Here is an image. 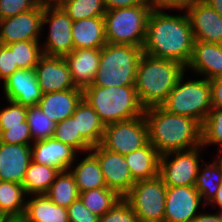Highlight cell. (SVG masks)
I'll return each mask as SVG.
<instances>
[{
	"instance_id": "obj_16",
	"label": "cell",
	"mask_w": 222,
	"mask_h": 222,
	"mask_svg": "<svg viewBox=\"0 0 222 222\" xmlns=\"http://www.w3.org/2000/svg\"><path fill=\"white\" fill-rule=\"evenodd\" d=\"M35 72L43 94L76 88L69 66L61 56L43 54L35 66Z\"/></svg>"
},
{
	"instance_id": "obj_21",
	"label": "cell",
	"mask_w": 222,
	"mask_h": 222,
	"mask_svg": "<svg viewBox=\"0 0 222 222\" xmlns=\"http://www.w3.org/2000/svg\"><path fill=\"white\" fill-rule=\"evenodd\" d=\"M192 69L207 80L222 75V44L195 41L186 70Z\"/></svg>"
},
{
	"instance_id": "obj_31",
	"label": "cell",
	"mask_w": 222,
	"mask_h": 222,
	"mask_svg": "<svg viewBox=\"0 0 222 222\" xmlns=\"http://www.w3.org/2000/svg\"><path fill=\"white\" fill-rule=\"evenodd\" d=\"M201 164L194 187L204 199V206L214 198L222 184V165L216 159L212 163ZM203 166V169L201 168Z\"/></svg>"
},
{
	"instance_id": "obj_24",
	"label": "cell",
	"mask_w": 222,
	"mask_h": 222,
	"mask_svg": "<svg viewBox=\"0 0 222 222\" xmlns=\"http://www.w3.org/2000/svg\"><path fill=\"white\" fill-rule=\"evenodd\" d=\"M124 156L135 181L152 179L159 175L160 154L149 142Z\"/></svg>"
},
{
	"instance_id": "obj_13",
	"label": "cell",
	"mask_w": 222,
	"mask_h": 222,
	"mask_svg": "<svg viewBox=\"0 0 222 222\" xmlns=\"http://www.w3.org/2000/svg\"><path fill=\"white\" fill-rule=\"evenodd\" d=\"M43 9L38 4L32 10L0 20V44L40 39Z\"/></svg>"
},
{
	"instance_id": "obj_8",
	"label": "cell",
	"mask_w": 222,
	"mask_h": 222,
	"mask_svg": "<svg viewBox=\"0 0 222 222\" xmlns=\"http://www.w3.org/2000/svg\"><path fill=\"white\" fill-rule=\"evenodd\" d=\"M166 191L158 175L136 181L123 199L133 208L138 222H164Z\"/></svg>"
},
{
	"instance_id": "obj_52",
	"label": "cell",
	"mask_w": 222,
	"mask_h": 222,
	"mask_svg": "<svg viewBox=\"0 0 222 222\" xmlns=\"http://www.w3.org/2000/svg\"><path fill=\"white\" fill-rule=\"evenodd\" d=\"M220 151V155H218L219 157L218 158H216L218 161H219V163L222 165V149H220L219 150Z\"/></svg>"
},
{
	"instance_id": "obj_46",
	"label": "cell",
	"mask_w": 222,
	"mask_h": 222,
	"mask_svg": "<svg viewBox=\"0 0 222 222\" xmlns=\"http://www.w3.org/2000/svg\"><path fill=\"white\" fill-rule=\"evenodd\" d=\"M106 10L148 5L146 0H104Z\"/></svg>"
},
{
	"instance_id": "obj_44",
	"label": "cell",
	"mask_w": 222,
	"mask_h": 222,
	"mask_svg": "<svg viewBox=\"0 0 222 222\" xmlns=\"http://www.w3.org/2000/svg\"><path fill=\"white\" fill-rule=\"evenodd\" d=\"M194 0H146L151 10H186Z\"/></svg>"
},
{
	"instance_id": "obj_20",
	"label": "cell",
	"mask_w": 222,
	"mask_h": 222,
	"mask_svg": "<svg viewBox=\"0 0 222 222\" xmlns=\"http://www.w3.org/2000/svg\"><path fill=\"white\" fill-rule=\"evenodd\" d=\"M101 49H73L63 58L67 62L73 83L84 89L91 85L99 69Z\"/></svg>"
},
{
	"instance_id": "obj_12",
	"label": "cell",
	"mask_w": 222,
	"mask_h": 222,
	"mask_svg": "<svg viewBox=\"0 0 222 222\" xmlns=\"http://www.w3.org/2000/svg\"><path fill=\"white\" fill-rule=\"evenodd\" d=\"M90 152L97 158L108 189L124 197L135 184L125 156L103 148L100 144L93 146Z\"/></svg>"
},
{
	"instance_id": "obj_49",
	"label": "cell",
	"mask_w": 222,
	"mask_h": 222,
	"mask_svg": "<svg viewBox=\"0 0 222 222\" xmlns=\"http://www.w3.org/2000/svg\"><path fill=\"white\" fill-rule=\"evenodd\" d=\"M211 203L215 204V206L217 205L219 208H222V184L219 190L216 192L214 198L208 204L211 205Z\"/></svg>"
},
{
	"instance_id": "obj_2",
	"label": "cell",
	"mask_w": 222,
	"mask_h": 222,
	"mask_svg": "<svg viewBox=\"0 0 222 222\" xmlns=\"http://www.w3.org/2000/svg\"><path fill=\"white\" fill-rule=\"evenodd\" d=\"M148 142L160 155L201 145L202 125L195 119L171 113L161 105L145 108Z\"/></svg>"
},
{
	"instance_id": "obj_32",
	"label": "cell",
	"mask_w": 222,
	"mask_h": 222,
	"mask_svg": "<svg viewBox=\"0 0 222 222\" xmlns=\"http://www.w3.org/2000/svg\"><path fill=\"white\" fill-rule=\"evenodd\" d=\"M79 198L86 208L100 217L108 212L122 197L114 190L95 188L80 192Z\"/></svg>"
},
{
	"instance_id": "obj_3",
	"label": "cell",
	"mask_w": 222,
	"mask_h": 222,
	"mask_svg": "<svg viewBox=\"0 0 222 222\" xmlns=\"http://www.w3.org/2000/svg\"><path fill=\"white\" fill-rule=\"evenodd\" d=\"M185 71L186 66L180 62L143 53L134 84L141 104L145 108L161 105Z\"/></svg>"
},
{
	"instance_id": "obj_29",
	"label": "cell",
	"mask_w": 222,
	"mask_h": 222,
	"mask_svg": "<svg viewBox=\"0 0 222 222\" xmlns=\"http://www.w3.org/2000/svg\"><path fill=\"white\" fill-rule=\"evenodd\" d=\"M26 195L22 184L0 181V214L7 217L24 216Z\"/></svg>"
},
{
	"instance_id": "obj_35",
	"label": "cell",
	"mask_w": 222,
	"mask_h": 222,
	"mask_svg": "<svg viewBox=\"0 0 222 222\" xmlns=\"http://www.w3.org/2000/svg\"><path fill=\"white\" fill-rule=\"evenodd\" d=\"M60 7L73 21L103 17L107 11L104 0H67Z\"/></svg>"
},
{
	"instance_id": "obj_27",
	"label": "cell",
	"mask_w": 222,
	"mask_h": 222,
	"mask_svg": "<svg viewBox=\"0 0 222 222\" xmlns=\"http://www.w3.org/2000/svg\"><path fill=\"white\" fill-rule=\"evenodd\" d=\"M75 178L79 192L95 188H107L97 158L89 152L74 169H69Z\"/></svg>"
},
{
	"instance_id": "obj_33",
	"label": "cell",
	"mask_w": 222,
	"mask_h": 222,
	"mask_svg": "<svg viewBox=\"0 0 222 222\" xmlns=\"http://www.w3.org/2000/svg\"><path fill=\"white\" fill-rule=\"evenodd\" d=\"M39 40L19 41L7 45L14 58V64L19 69H35L39 59L43 55Z\"/></svg>"
},
{
	"instance_id": "obj_19",
	"label": "cell",
	"mask_w": 222,
	"mask_h": 222,
	"mask_svg": "<svg viewBox=\"0 0 222 222\" xmlns=\"http://www.w3.org/2000/svg\"><path fill=\"white\" fill-rule=\"evenodd\" d=\"M31 161V145L0 142V181L22 184Z\"/></svg>"
},
{
	"instance_id": "obj_4",
	"label": "cell",
	"mask_w": 222,
	"mask_h": 222,
	"mask_svg": "<svg viewBox=\"0 0 222 222\" xmlns=\"http://www.w3.org/2000/svg\"><path fill=\"white\" fill-rule=\"evenodd\" d=\"M83 99L96 111L104 126L140 117L145 112L134 85H89L83 89Z\"/></svg>"
},
{
	"instance_id": "obj_45",
	"label": "cell",
	"mask_w": 222,
	"mask_h": 222,
	"mask_svg": "<svg viewBox=\"0 0 222 222\" xmlns=\"http://www.w3.org/2000/svg\"><path fill=\"white\" fill-rule=\"evenodd\" d=\"M211 84L212 108H222V75L209 80Z\"/></svg>"
},
{
	"instance_id": "obj_11",
	"label": "cell",
	"mask_w": 222,
	"mask_h": 222,
	"mask_svg": "<svg viewBox=\"0 0 222 222\" xmlns=\"http://www.w3.org/2000/svg\"><path fill=\"white\" fill-rule=\"evenodd\" d=\"M49 24V35L42 52L49 56L64 57L74 49L72 39L73 20L60 6H45L43 9L42 32L44 25Z\"/></svg>"
},
{
	"instance_id": "obj_10",
	"label": "cell",
	"mask_w": 222,
	"mask_h": 222,
	"mask_svg": "<svg viewBox=\"0 0 222 222\" xmlns=\"http://www.w3.org/2000/svg\"><path fill=\"white\" fill-rule=\"evenodd\" d=\"M148 143V127L144 115L105 126L100 145L112 152L126 155Z\"/></svg>"
},
{
	"instance_id": "obj_51",
	"label": "cell",
	"mask_w": 222,
	"mask_h": 222,
	"mask_svg": "<svg viewBox=\"0 0 222 222\" xmlns=\"http://www.w3.org/2000/svg\"><path fill=\"white\" fill-rule=\"evenodd\" d=\"M4 222H27V220L22 217H7Z\"/></svg>"
},
{
	"instance_id": "obj_14",
	"label": "cell",
	"mask_w": 222,
	"mask_h": 222,
	"mask_svg": "<svg viewBox=\"0 0 222 222\" xmlns=\"http://www.w3.org/2000/svg\"><path fill=\"white\" fill-rule=\"evenodd\" d=\"M201 200L194 186H167L164 222H191L199 214Z\"/></svg>"
},
{
	"instance_id": "obj_6",
	"label": "cell",
	"mask_w": 222,
	"mask_h": 222,
	"mask_svg": "<svg viewBox=\"0 0 222 222\" xmlns=\"http://www.w3.org/2000/svg\"><path fill=\"white\" fill-rule=\"evenodd\" d=\"M149 5L107 10L104 14L107 43L144 47Z\"/></svg>"
},
{
	"instance_id": "obj_54",
	"label": "cell",
	"mask_w": 222,
	"mask_h": 222,
	"mask_svg": "<svg viewBox=\"0 0 222 222\" xmlns=\"http://www.w3.org/2000/svg\"><path fill=\"white\" fill-rule=\"evenodd\" d=\"M7 216L0 214V222H4Z\"/></svg>"
},
{
	"instance_id": "obj_25",
	"label": "cell",
	"mask_w": 222,
	"mask_h": 222,
	"mask_svg": "<svg viewBox=\"0 0 222 222\" xmlns=\"http://www.w3.org/2000/svg\"><path fill=\"white\" fill-rule=\"evenodd\" d=\"M23 217L27 222H69L67 208L54 204L46 194L31 195Z\"/></svg>"
},
{
	"instance_id": "obj_18",
	"label": "cell",
	"mask_w": 222,
	"mask_h": 222,
	"mask_svg": "<svg viewBox=\"0 0 222 222\" xmlns=\"http://www.w3.org/2000/svg\"><path fill=\"white\" fill-rule=\"evenodd\" d=\"M31 145V158L37 164L47 165L59 171H66L77 159V151L54 137L36 140ZM76 156V157H75Z\"/></svg>"
},
{
	"instance_id": "obj_22",
	"label": "cell",
	"mask_w": 222,
	"mask_h": 222,
	"mask_svg": "<svg viewBox=\"0 0 222 222\" xmlns=\"http://www.w3.org/2000/svg\"><path fill=\"white\" fill-rule=\"evenodd\" d=\"M82 98L83 89L79 87L64 91L48 92L42 95L38 107L50 120L59 123L72 116Z\"/></svg>"
},
{
	"instance_id": "obj_39",
	"label": "cell",
	"mask_w": 222,
	"mask_h": 222,
	"mask_svg": "<svg viewBox=\"0 0 222 222\" xmlns=\"http://www.w3.org/2000/svg\"><path fill=\"white\" fill-rule=\"evenodd\" d=\"M99 222H138L133 208L121 198L108 212L100 216Z\"/></svg>"
},
{
	"instance_id": "obj_1",
	"label": "cell",
	"mask_w": 222,
	"mask_h": 222,
	"mask_svg": "<svg viewBox=\"0 0 222 222\" xmlns=\"http://www.w3.org/2000/svg\"><path fill=\"white\" fill-rule=\"evenodd\" d=\"M195 38L187 13L170 15L152 10L147 21L143 53L171 59L187 66L191 60Z\"/></svg>"
},
{
	"instance_id": "obj_48",
	"label": "cell",
	"mask_w": 222,
	"mask_h": 222,
	"mask_svg": "<svg viewBox=\"0 0 222 222\" xmlns=\"http://www.w3.org/2000/svg\"><path fill=\"white\" fill-rule=\"evenodd\" d=\"M216 10L222 17V0H202Z\"/></svg>"
},
{
	"instance_id": "obj_37",
	"label": "cell",
	"mask_w": 222,
	"mask_h": 222,
	"mask_svg": "<svg viewBox=\"0 0 222 222\" xmlns=\"http://www.w3.org/2000/svg\"><path fill=\"white\" fill-rule=\"evenodd\" d=\"M220 145L222 149V108H212L201 129V145Z\"/></svg>"
},
{
	"instance_id": "obj_50",
	"label": "cell",
	"mask_w": 222,
	"mask_h": 222,
	"mask_svg": "<svg viewBox=\"0 0 222 222\" xmlns=\"http://www.w3.org/2000/svg\"><path fill=\"white\" fill-rule=\"evenodd\" d=\"M67 0H38V3L45 6H61Z\"/></svg>"
},
{
	"instance_id": "obj_40",
	"label": "cell",
	"mask_w": 222,
	"mask_h": 222,
	"mask_svg": "<svg viewBox=\"0 0 222 222\" xmlns=\"http://www.w3.org/2000/svg\"><path fill=\"white\" fill-rule=\"evenodd\" d=\"M32 140L27 120L23 122V126L6 127V130L0 133V142L2 143L32 145Z\"/></svg>"
},
{
	"instance_id": "obj_26",
	"label": "cell",
	"mask_w": 222,
	"mask_h": 222,
	"mask_svg": "<svg viewBox=\"0 0 222 222\" xmlns=\"http://www.w3.org/2000/svg\"><path fill=\"white\" fill-rule=\"evenodd\" d=\"M72 115L76 117L77 133H80L92 146L99 145L105 126L92 106L82 98Z\"/></svg>"
},
{
	"instance_id": "obj_5",
	"label": "cell",
	"mask_w": 222,
	"mask_h": 222,
	"mask_svg": "<svg viewBox=\"0 0 222 222\" xmlns=\"http://www.w3.org/2000/svg\"><path fill=\"white\" fill-rule=\"evenodd\" d=\"M143 47L107 43L101 48L99 69L91 85L119 87L135 84Z\"/></svg>"
},
{
	"instance_id": "obj_53",
	"label": "cell",
	"mask_w": 222,
	"mask_h": 222,
	"mask_svg": "<svg viewBox=\"0 0 222 222\" xmlns=\"http://www.w3.org/2000/svg\"><path fill=\"white\" fill-rule=\"evenodd\" d=\"M216 215L218 216L220 222H222V208H220L219 212L216 213Z\"/></svg>"
},
{
	"instance_id": "obj_15",
	"label": "cell",
	"mask_w": 222,
	"mask_h": 222,
	"mask_svg": "<svg viewBox=\"0 0 222 222\" xmlns=\"http://www.w3.org/2000/svg\"><path fill=\"white\" fill-rule=\"evenodd\" d=\"M195 41L222 44V17L202 0H194L185 10Z\"/></svg>"
},
{
	"instance_id": "obj_43",
	"label": "cell",
	"mask_w": 222,
	"mask_h": 222,
	"mask_svg": "<svg viewBox=\"0 0 222 222\" xmlns=\"http://www.w3.org/2000/svg\"><path fill=\"white\" fill-rule=\"evenodd\" d=\"M14 64L13 53L7 45L0 44V79L3 81L18 70Z\"/></svg>"
},
{
	"instance_id": "obj_47",
	"label": "cell",
	"mask_w": 222,
	"mask_h": 222,
	"mask_svg": "<svg viewBox=\"0 0 222 222\" xmlns=\"http://www.w3.org/2000/svg\"><path fill=\"white\" fill-rule=\"evenodd\" d=\"M191 222H220L218 216L213 213H199Z\"/></svg>"
},
{
	"instance_id": "obj_30",
	"label": "cell",
	"mask_w": 222,
	"mask_h": 222,
	"mask_svg": "<svg viewBox=\"0 0 222 222\" xmlns=\"http://www.w3.org/2000/svg\"><path fill=\"white\" fill-rule=\"evenodd\" d=\"M46 195L54 204L64 208H68L79 199L80 192L70 170L60 171L57 174Z\"/></svg>"
},
{
	"instance_id": "obj_34",
	"label": "cell",
	"mask_w": 222,
	"mask_h": 222,
	"mask_svg": "<svg viewBox=\"0 0 222 222\" xmlns=\"http://www.w3.org/2000/svg\"><path fill=\"white\" fill-rule=\"evenodd\" d=\"M53 137L70 145L77 152L87 153L93 147L80 133H77L76 117L73 115L56 124Z\"/></svg>"
},
{
	"instance_id": "obj_23",
	"label": "cell",
	"mask_w": 222,
	"mask_h": 222,
	"mask_svg": "<svg viewBox=\"0 0 222 222\" xmlns=\"http://www.w3.org/2000/svg\"><path fill=\"white\" fill-rule=\"evenodd\" d=\"M74 49H101L107 44L104 17H92L73 21Z\"/></svg>"
},
{
	"instance_id": "obj_7",
	"label": "cell",
	"mask_w": 222,
	"mask_h": 222,
	"mask_svg": "<svg viewBox=\"0 0 222 222\" xmlns=\"http://www.w3.org/2000/svg\"><path fill=\"white\" fill-rule=\"evenodd\" d=\"M179 78L167 99L161 106L167 111L191 117L201 125L212 110L211 84L206 78L186 80Z\"/></svg>"
},
{
	"instance_id": "obj_17",
	"label": "cell",
	"mask_w": 222,
	"mask_h": 222,
	"mask_svg": "<svg viewBox=\"0 0 222 222\" xmlns=\"http://www.w3.org/2000/svg\"><path fill=\"white\" fill-rule=\"evenodd\" d=\"M7 100L26 107L37 106L42 98L35 69H18L3 81Z\"/></svg>"
},
{
	"instance_id": "obj_28",
	"label": "cell",
	"mask_w": 222,
	"mask_h": 222,
	"mask_svg": "<svg viewBox=\"0 0 222 222\" xmlns=\"http://www.w3.org/2000/svg\"><path fill=\"white\" fill-rule=\"evenodd\" d=\"M59 172L56 168L31 161L22 183L27 197L46 194Z\"/></svg>"
},
{
	"instance_id": "obj_38",
	"label": "cell",
	"mask_w": 222,
	"mask_h": 222,
	"mask_svg": "<svg viewBox=\"0 0 222 222\" xmlns=\"http://www.w3.org/2000/svg\"><path fill=\"white\" fill-rule=\"evenodd\" d=\"M10 105L0 110V133L6 130V127L23 126L26 121L28 107L7 100Z\"/></svg>"
},
{
	"instance_id": "obj_42",
	"label": "cell",
	"mask_w": 222,
	"mask_h": 222,
	"mask_svg": "<svg viewBox=\"0 0 222 222\" xmlns=\"http://www.w3.org/2000/svg\"><path fill=\"white\" fill-rule=\"evenodd\" d=\"M69 222H99V216L85 207L81 199L74 201L68 208Z\"/></svg>"
},
{
	"instance_id": "obj_41",
	"label": "cell",
	"mask_w": 222,
	"mask_h": 222,
	"mask_svg": "<svg viewBox=\"0 0 222 222\" xmlns=\"http://www.w3.org/2000/svg\"><path fill=\"white\" fill-rule=\"evenodd\" d=\"M38 0H0V20L34 9Z\"/></svg>"
},
{
	"instance_id": "obj_9",
	"label": "cell",
	"mask_w": 222,
	"mask_h": 222,
	"mask_svg": "<svg viewBox=\"0 0 222 222\" xmlns=\"http://www.w3.org/2000/svg\"><path fill=\"white\" fill-rule=\"evenodd\" d=\"M199 145L188 150L172 151L160 155L159 176L166 186H194L200 163ZM169 157L172 158L169 160Z\"/></svg>"
},
{
	"instance_id": "obj_36",
	"label": "cell",
	"mask_w": 222,
	"mask_h": 222,
	"mask_svg": "<svg viewBox=\"0 0 222 222\" xmlns=\"http://www.w3.org/2000/svg\"><path fill=\"white\" fill-rule=\"evenodd\" d=\"M33 141L51 138L54 136L56 122L44 114L37 106L28 107L27 118Z\"/></svg>"
}]
</instances>
